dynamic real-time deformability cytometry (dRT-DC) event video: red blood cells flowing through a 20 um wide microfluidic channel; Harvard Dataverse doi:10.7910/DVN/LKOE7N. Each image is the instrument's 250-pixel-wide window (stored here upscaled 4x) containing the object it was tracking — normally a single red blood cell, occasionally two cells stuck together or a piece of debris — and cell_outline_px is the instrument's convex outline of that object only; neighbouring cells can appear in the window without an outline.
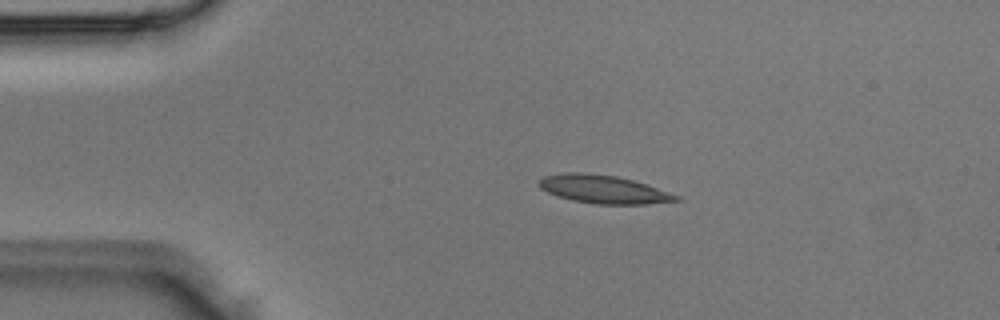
{"species": "Egyptian fruit bat (a non-hibernating species)", "species_latin": "Rousettus aegyptiacus", "temperature_condition": "room temperature", "stored_images_in_passage": 2, "camera_frame_rate_fps": 3000, "um_per_image_px": 0.085, "animal": {"sex": "male"}, "frame": {"image": 1, "passage_image": 1, "time_ms": 0.0, "image_size_px": [1000, 320], "cell_outline_px": [[684, 200], [644, 204], [596, 204], [572, 200], [548, 192], [540, 188], [536, 184], [544, 176], [564, 172], [580, 172], [616, 176], [632, 180], [680, 196]], "centroid_in_image_um": [51.28, 16.09], "position_along_channel_um": 33.7, "area_um2": 22.31}}